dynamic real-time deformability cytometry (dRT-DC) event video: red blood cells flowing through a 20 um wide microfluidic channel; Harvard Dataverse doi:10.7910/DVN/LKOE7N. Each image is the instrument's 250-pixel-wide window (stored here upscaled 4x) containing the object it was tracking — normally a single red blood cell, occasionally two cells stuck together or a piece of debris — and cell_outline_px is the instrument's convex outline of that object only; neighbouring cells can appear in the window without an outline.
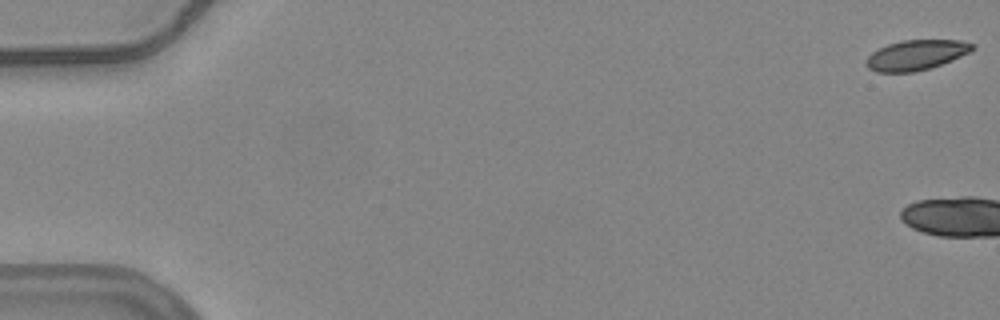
{"species": "common noctule bat (a hibernating species)", "species_latin": "Nyctalus noctula", "temperature_condition": "warm", "stored_images_in_passage": 8, "camera_frame_rate_fps": 3000, "um_per_image_px": 0.085, "animal": {"sex": "female", "body_mass_g": 24.6, "forearm_length_mm": 56.2}, "frame": {"image": 1, "passage_image": 1, "time_ms": 0.0, "image_size_px": [1000, 320], "cell_outline_px": [[976, 48], [952, 60], [928, 68], [912, 72], [876, 72], [868, 68], [864, 64], [864, 60], [872, 52], [888, 44], [900, 40], [960, 40], [976, 44]], "centroid_in_image_um": [77.84, 4.67], "position_along_channel_um": 7.2, "area_um2": 18.61}}